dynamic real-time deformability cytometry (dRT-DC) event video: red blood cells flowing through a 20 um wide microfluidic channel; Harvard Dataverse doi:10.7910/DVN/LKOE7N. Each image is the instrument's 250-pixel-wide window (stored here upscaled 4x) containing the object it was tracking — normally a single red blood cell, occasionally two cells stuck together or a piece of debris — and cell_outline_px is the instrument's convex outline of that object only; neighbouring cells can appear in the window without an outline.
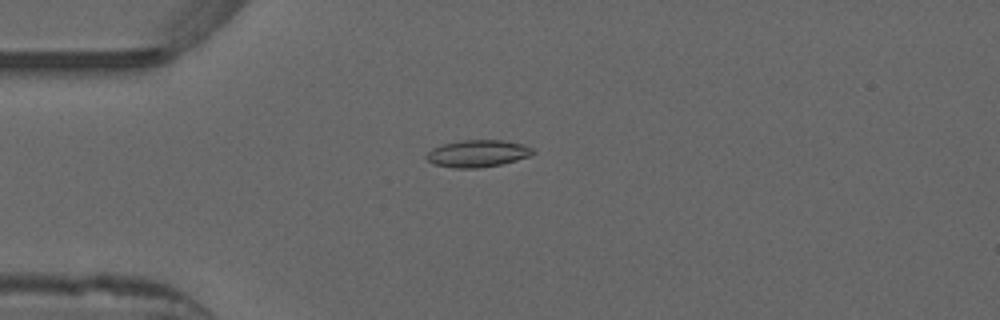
{"species": "common noctule bat (a hibernating species)", "species_latin": "Nyctalus noctula", "temperature_condition": "warm", "stored_images_in_passage": 44, "camera_frame_rate_fps": 3000, "um_per_image_px": 0.085, "animal": {"sex": "male", "forearm_length_mm": 52.5}, "frame": {"image": 1, "passage_image": 5, "time_ms": 1.333, "image_size_px": [1000, 320], "cell_outline_px": [[536, 152], [528, 156], [516, 160], [500, 164], [480, 168], [452, 168], [432, 164], [424, 156], [432, 148], [444, 144], [464, 140], [504, 140], [524, 144], [532, 148]], "centroid_in_image_um": [40.58, 13.05], "position_along_channel_um": 44.4, "area_um2": 16.82}}
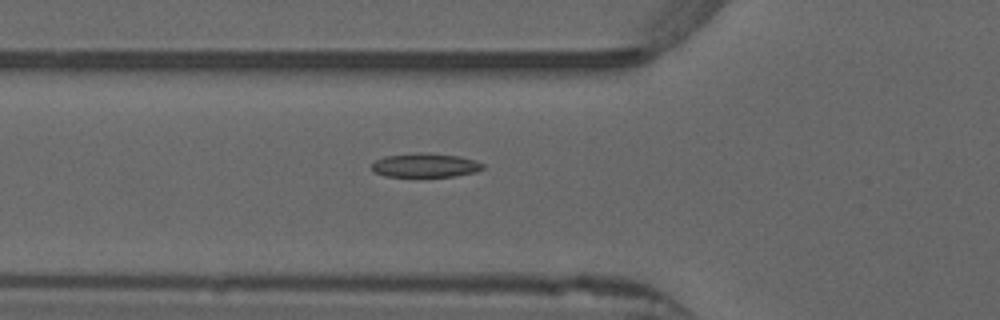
{"frame": {"image": 2, "passage_image": 10, "time_ms": 3.0, "image_size_px": [1000, 320], "cell_outline_px": [[484, 168], [476, 172], [456, 176], [384, 176], [376, 172], [372, 168], [372, 164], [376, 160], [384, 156], [420, 152], [428, 152], [460, 156], [476, 160], [484, 164]], "centroid_in_image_um": [36.19, 14.03], "position_along_channel_um": 89.6, "area_um2": 15.61}}
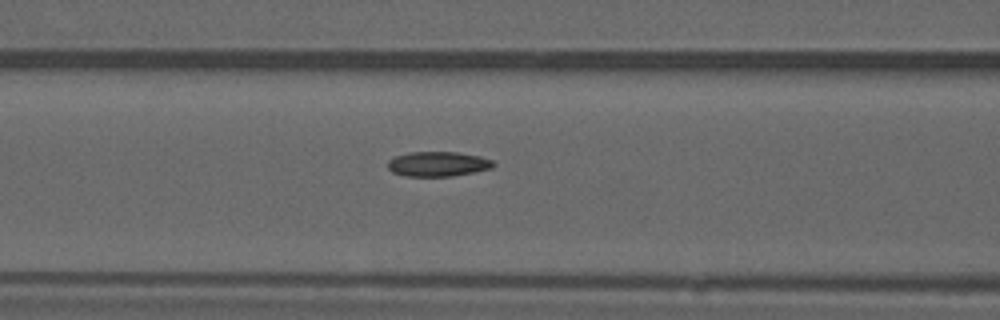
{"frame": {"image": 3, "passage_image": 13, "time_ms": 4.0, "image_size_px": [1000, 320], "cell_outline_px": [[496, 164], [492, 168], [452, 176], [404, 176], [392, 172], [388, 168], [388, 160], [396, 156], [408, 152], [456, 152], [480, 156], [492, 160]], "centroid_in_image_um": [37.21, 13.93], "position_along_channel_um": 129.4, "area_um2": 15.26}}